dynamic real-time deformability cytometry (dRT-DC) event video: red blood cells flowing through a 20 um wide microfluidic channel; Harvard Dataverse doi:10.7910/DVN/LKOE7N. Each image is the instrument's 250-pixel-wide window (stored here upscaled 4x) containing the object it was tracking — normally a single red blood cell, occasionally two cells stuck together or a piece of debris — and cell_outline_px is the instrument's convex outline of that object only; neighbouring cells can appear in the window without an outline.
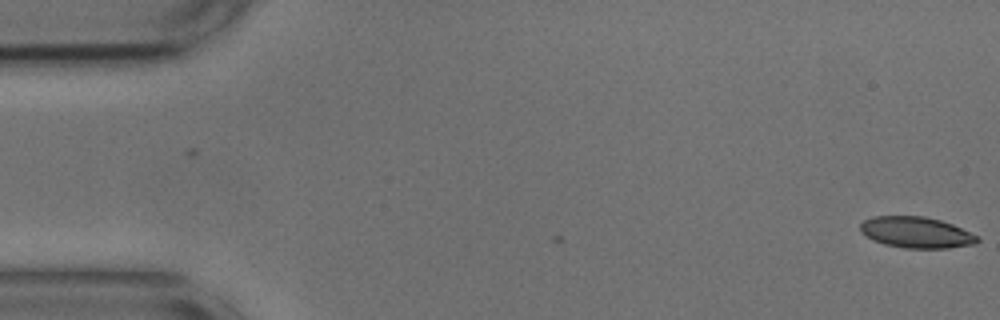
{"species": "common noctule bat (a hibernating species)", "species_latin": "Nyctalus noctula", "temperature_condition": "cold", "stored_images_in_passage": 4, "camera_frame_rate_fps": 3000, "um_per_image_px": 0.085, "animal": {"sex": "male", "body_mass_g": 17.9, "forearm_length_mm": 54.2}, "frame": {"image": 1, "passage_image": 1, "time_ms": 0.0, "image_size_px": [1000, 320], "cell_outline_px": [[980, 240], [976, 244], [948, 248], [904, 248], [884, 244], [872, 240], [860, 232], [860, 224], [864, 220], [872, 216], [924, 216], [940, 220], [952, 224], [980, 236]], "centroid_in_image_um": [77.89, 19.76], "position_along_channel_um": 7.1, "area_um2": 21.44}}